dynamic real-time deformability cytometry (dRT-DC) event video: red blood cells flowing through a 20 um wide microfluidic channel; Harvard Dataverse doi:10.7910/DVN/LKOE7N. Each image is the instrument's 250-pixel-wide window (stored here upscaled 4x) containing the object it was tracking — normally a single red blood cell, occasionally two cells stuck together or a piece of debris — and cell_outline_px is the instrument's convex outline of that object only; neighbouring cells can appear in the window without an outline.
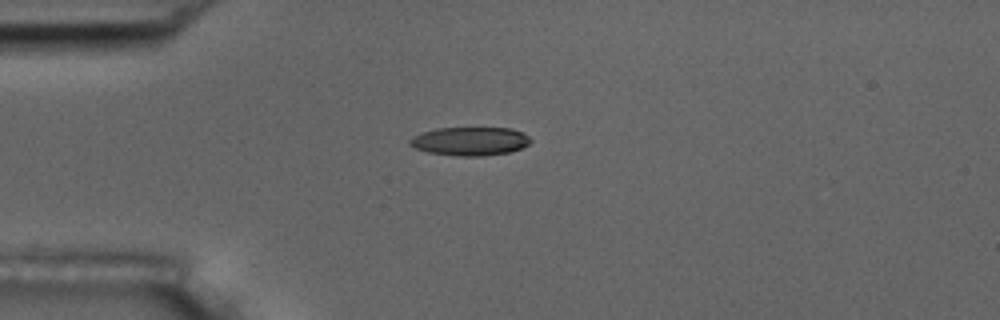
{"species": "common noctule bat (a hibernating species)", "species_latin": "Nyctalus noctula", "temperature_condition": "room temperature", "stored_images_in_passage": 11, "camera_frame_rate_fps": 3000, "um_per_image_px": 0.085, "animal": {"sex": "male", "body_mass_g": 17.5, "forearm_length_mm": 52.3}, "frame": {"image": 1, "passage_image": 4, "time_ms": 4.333, "image_size_px": [1000, 320], "cell_outline_px": [[532, 140], [528, 144], [520, 148], [508, 152], [480, 156], [456, 156], [428, 152], [416, 148], [408, 144], [408, 140], [412, 136], [436, 128], [512, 128], [524, 132]], "centroid_in_image_um": [39.94, 12.0], "position_along_channel_um": 45.1, "area_um2": 20.06}}
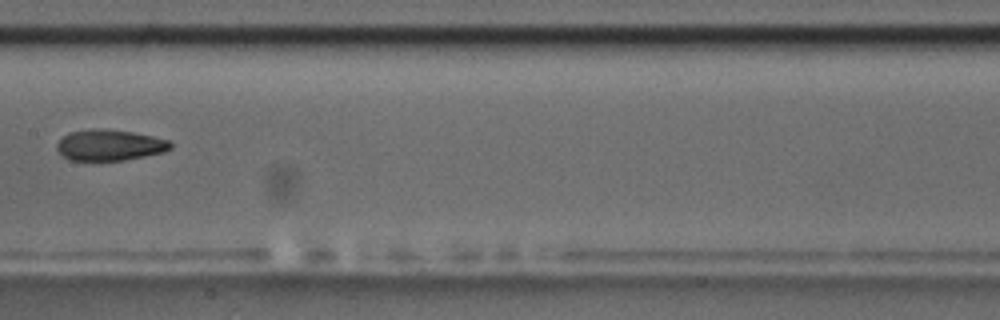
{"frame": {"image": 2, "passage_image": 8, "time_ms": 9.0, "image_size_px": [1000, 320], "cell_outline_px": [[172, 148], [164, 152], [124, 160], [68, 160], [56, 148], [56, 144], [68, 132], [92, 128], [108, 128], [132, 132], [152, 136], [168, 140], [172, 144]], "centroid_in_image_um": [9.31, 12.32], "position_along_channel_um": 198.1, "area_um2": 20.58}}